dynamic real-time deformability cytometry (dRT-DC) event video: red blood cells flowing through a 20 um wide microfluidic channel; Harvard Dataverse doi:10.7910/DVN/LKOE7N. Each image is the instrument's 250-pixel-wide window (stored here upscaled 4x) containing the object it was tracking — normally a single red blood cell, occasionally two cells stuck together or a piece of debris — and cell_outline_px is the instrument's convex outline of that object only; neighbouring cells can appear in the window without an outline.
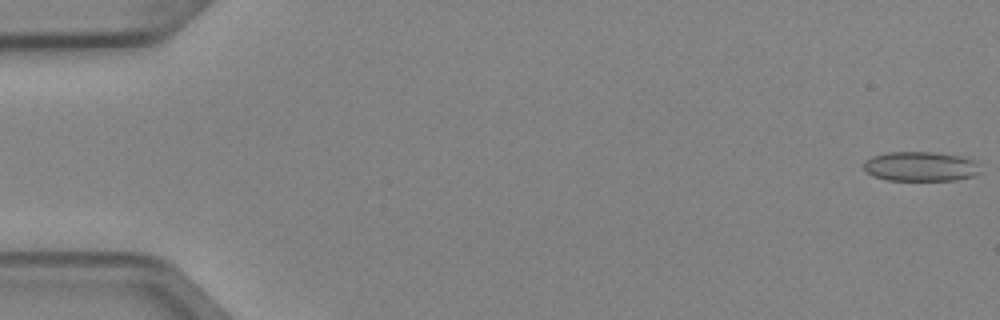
{"species": "Egyptian fruit bat (a non-hibernating species)", "species_latin": "Rousettus aegyptiacus", "temperature_condition": "cold", "stored_images_in_passage": 5, "camera_frame_rate_fps": 3000, "um_per_image_px": 0.085, "animal": {"sex": "female"}, "frame": {"image": 1, "passage_image": 1, "time_ms": 0.0, "image_size_px": [1000, 320], "cell_outline_px": [[980, 172], [972, 176], [956, 180], [888, 180], [872, 176], [864, 168], [864, 164], [872, 156], [888, 152], [936, 152], [960, 156], [976, 160]], "centroid_in_image_um": [78.27, 14.14], "position_along_channel_um": 6.7, "area_um2": 20.06}}
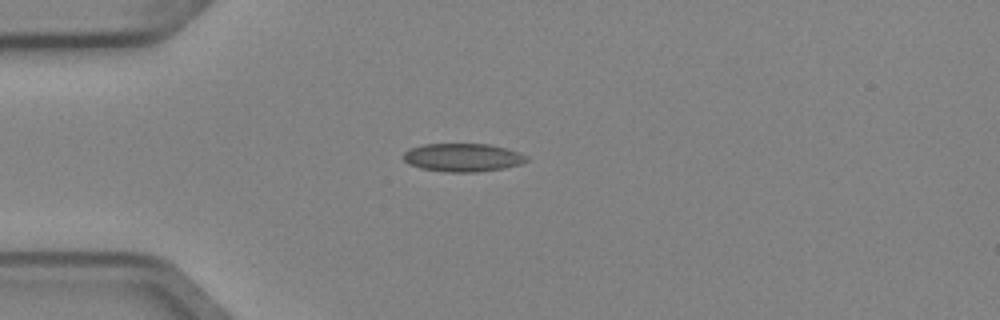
{"frame": {"image": 2, "passage_image": 4, "time_ms": 1.0, "image_size_px": [1000, 320], "cell_outline_px": [[528, 160], [520, 164], [504, 168], [476, 172], [448, 172], [420, 168], [408, 164], [404, 160], [404, 152], [408, 148], [424, 144], [488, 144], [508, 148], [520, 152], [528, 156]], "centroid_in_image_um": [39.34, 13.38], "position_along_channel_um": 45.7, "area_um2": 20.4}}